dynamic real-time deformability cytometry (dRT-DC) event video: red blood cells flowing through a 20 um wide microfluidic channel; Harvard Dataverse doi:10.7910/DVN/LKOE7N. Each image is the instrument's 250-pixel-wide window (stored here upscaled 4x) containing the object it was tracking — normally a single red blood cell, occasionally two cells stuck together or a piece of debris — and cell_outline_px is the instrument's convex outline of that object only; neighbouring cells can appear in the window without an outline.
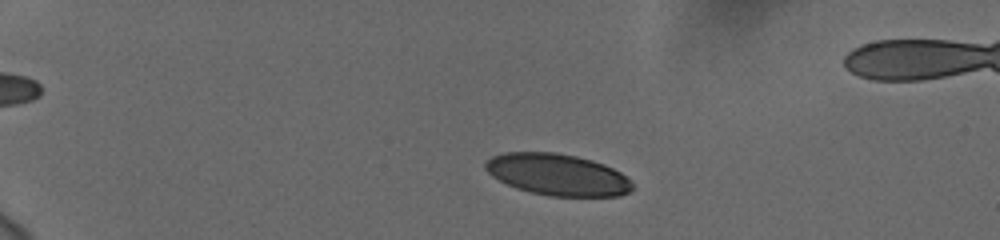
{"species": "human", "species_latin": "Homo sapiens", "temperature_condition": "cold", "stored_images_in_passage": 52, "camera_frame_rate_fps": 3000, "um_per_image_px": 0.085, "donor": {"sex": "female"}, "frame": {"image": 1, "passage_image": 8, "time_ms": 2.333, "image_size_px": [1000, 240], "cell_outline_px": [[636, 188], [620, 196], [548, 196], [516, 188], [492, 176], [484, 168], [484, 164], [492, 156], [504, 152], [556, 152], [576, 156], [592, 160], [604, 164], [620, 172], [632, 180]], "centroid_in_image_um": [47.42, 14.84], "position_along_channel_um": 37.6, "area_um2": 35.78}}
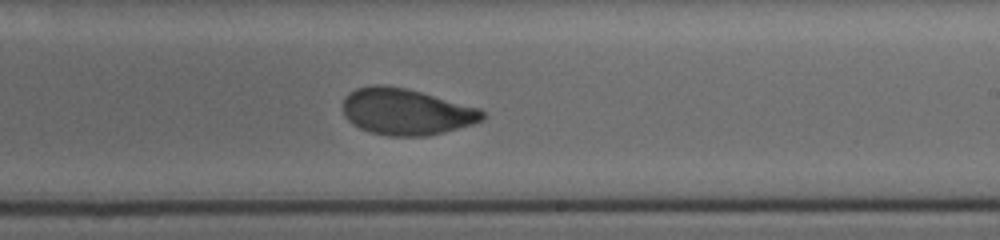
{"frame": {"image": 2, "passage_image": 32, "time_ms": 10.333, "image_size_px": [1000, 240], "cell_outline_px": [[484, 120], [472, 124], [444, 132], [428, 136], [388, 136], [368, 132], [352, 124], [344, 116], [344, 96], [348, 92], [356, 88], [372, 84], [384, 84], [408, 88], [480, 108], [484, 112]], "centroid_in_image_um": [34.5, 9.48], "position_along_channel_um": 254.5, "area_um2": 38.15}}
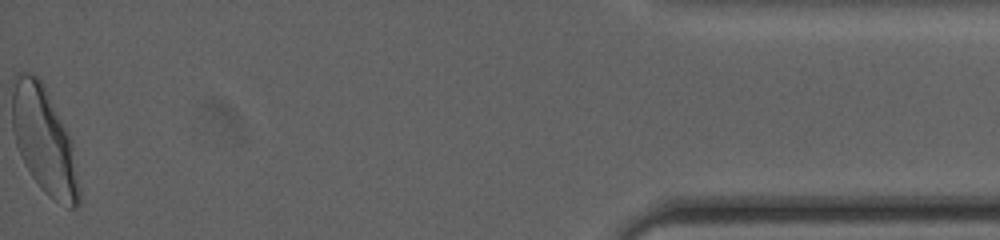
{"frame": {"image": 3, "passage_image": 52, "time_ms": 17.0, "image_size_px": [1000, 240], "cell_outline_px": [[80, 204], [76, 208], [68, 208], [48, 196], [40, 188], [24, 164], [16, 144], [12, 128], [12, 76], [16, 72], [32, 72], [44, 84], [72, 140], [80, 188]], "centroid_in_image_um": [3.74, 11.93], "position_along_channel_um": 431.5, "area_um2": 42.08}, "authors_computed_cell_mechanics": {"area_um2": 37.859, "velocity_mm_per_s": 3.7227, "shape_relaxation_time_tau1_ms": 5.5094, "shape_relaxation_time_tau2_ms": 1.0677, "deformation_change_tau1": 0.1605, "deformation_change_tau2": 0.0618}}